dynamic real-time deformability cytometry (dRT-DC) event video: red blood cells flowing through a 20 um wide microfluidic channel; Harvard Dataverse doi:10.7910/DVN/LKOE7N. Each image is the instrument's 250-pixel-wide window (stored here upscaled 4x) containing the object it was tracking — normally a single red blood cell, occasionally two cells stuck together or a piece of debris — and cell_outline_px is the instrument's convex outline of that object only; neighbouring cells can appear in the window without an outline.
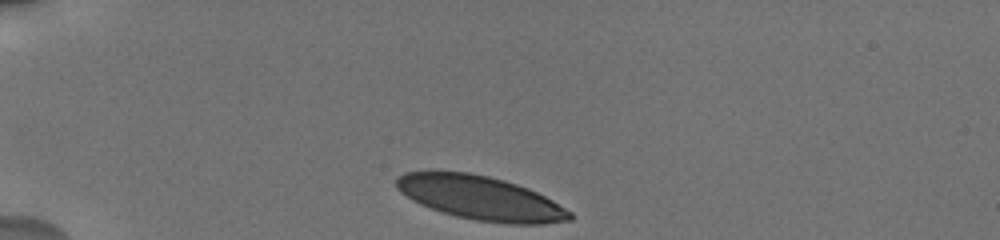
{"species": "human", "species_latin": "Homo sapiens", "temperature_condition": "cold", "stored_images_in_passage": 54, "camera_frame_rate_fps": 3000, "um_per_image_px": 0.085, "donor": {"sex": "male"}, "frame": {"image": 1, "passage_image": 1, "time_ms": 0.0, "image_size_px": [1000, 240], "cell_outline_px": [[572, 220], [544, 224], [508, 224], [476, 220], [456, 216], [420, 204], [412, 200], [400, 192], [396, 188], [396, 180], [404, 172], [468, 172], [488, 176], [504, 180], [528, 188], [552, 200], [572, 212]], "centroid_in_image_um": [40.87, 16.84], "position_along_channel_um": 44.1, "area_um2": 44.04}}
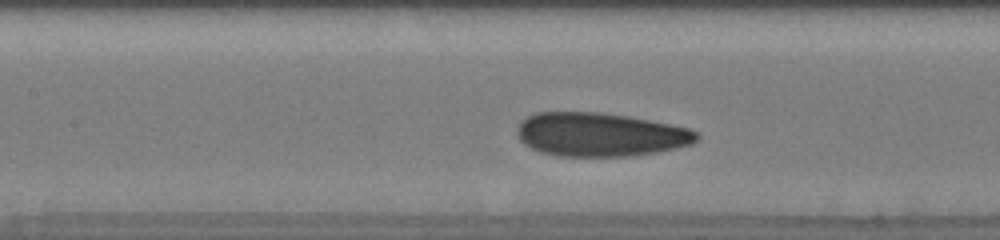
{"frame": {"image": 2, "passage_image": 21, "time_ms": 4.333, "image_size_px": [1000, 240], "cell_outline_px": [[700, 136], [692, 144], [676, 148], [656, 152], [628, 156], [556, 156], [540, 152], [524, 144], [520, 140], [516, 132], [516, 128], [528, 116], [536, 112], [600, 112], [628, 116], [688, 128], [700, 132]], "centroid_in_image_um": [51.01, 11.44], "position_along_channel_um": 156.4, "area_um2": 45.72}}
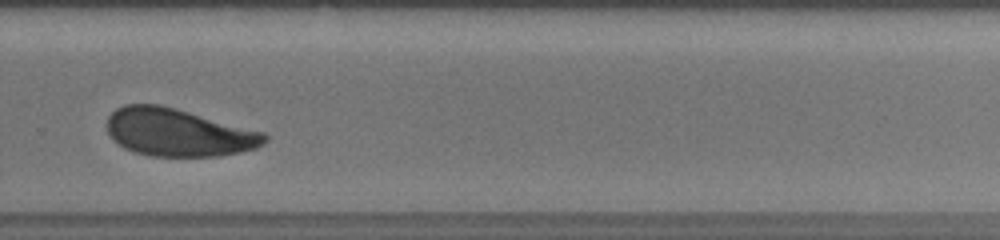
{"frame": {"image": 3, "passage_image": 41, "time_ms": 8.667, "image_size_px": [1000, 240], "cell_outline_px": [[268, 140], [264, 144], [256, 148], [244, 152], [216, 156], [152, 156], [136, 152], [124, 148], [108, 132], [108, 116], [116, 108], [124, 104], [160, 104], [176, 108], [264, 132], [268, 136]], "centroid_in_image_um": [15.19, 11.25], "position_along_channel_um": 314.6, "area_um2": 43.75}, "authors_computed_cell_mechanics": {"area_um2": 45.6331, "velocity_mm_per_s": 3.6631, "shape_relaxation_time_tau1_ms": 5.1919, "shape_relaxation_time_tau2_ms": 1.0029, "deformation_change_tau1": 0.1437, "deformation_change_tau2": 0.0765}}